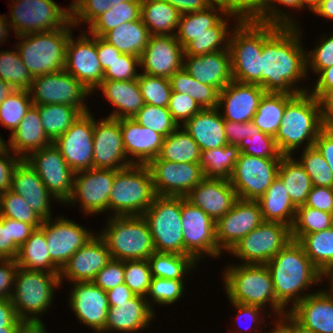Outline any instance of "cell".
Masks as SVG:
<instances>
[{
	"label": "cell",
	"mask_w": 333,
	"mask_h": 333,
	"mask_svg": "<svg viewBox=\"0 0 333 333\" xmlns=\"http://www.w3.org/2000/svg\"><path fill=\"white\" fill-rule=\"evenodd\" d=\"M180 16L181 13L165 1L141 0V19L151 35H175Z\"/></svg>",
	"instance_id": "cell-41"
},
{
	"label": "cell",
	"mask_w": 333,
	"mask_h": 333,
	"mask_svg": "<svg viewBox=\"0 0 333 333\" xmlns=\"http://www.w3.org/2000/svg\"><path fill=\"white\" fill-rule=\"evenodd\" d=\"M28 92L33 105L68 104L90 111L85 98L92 94L65 70L33 77Z\"/></svg>",
	"instance_id": "cell-13"
},
{
	"label": "cell",
	"mask_w": 333,
	"mask_h": 333,
	"mask_svg": "<svg viewBox=\"0 0 333 333\" xmlns=\"http://www.w3.org/2000/svg\"><path fill=\"white\" fill-rule=\"evenodd\" d=\"M10 190L19 194L43 220L53 217L51 201L57 200L25 159L14 169Z\"/></svg>",
	"instance_id": "cell-30"
},
{
	"label": "cell",
	"mask_w": 333,
	"mask_h": 333,
	"mask_svg": "<svg viewBox=\"0 0 333 333\" xmlns=\"http://www.w3.org/2000/svg\"><path fill=\"white\" fill-rule=\"evenodd\" d=\"M185 199L216 222L233 208L239 198L229 180L205 177Z\"/></svg>",
	"instance_id": "cell-29"
},
{
	"label": "cell",
	"mask_w": 333,
	"mask_h": 333,
	"mask_svg": "<svg viewBox=\"0 0 333 333\" xmlns=\"http://www.w3.org/2000/svg\"><path fill=\"white\" fill-rule=\"evenodd\" d=\"M4 225H9L10 240L18 247H20L35 230L31 224L6 217H4Z\"/></svg>",
	"instance_id": "cell-75"
},
{
	"label": "cell",
	"mask_w": 333,
	"mask_h": 333,
	"mask_svg": "<svg viewBox=\"0 0 333 333\" xmlns=\"http://www.w3.org/2000/svg\"><path fill=\"white\" fill-rule=\"evenodd\" d=\"M324 127L320 101L309 91L298 93L286 104L274 137L276 145L283 156H293L300 146L313 147Z\"/></svg>",
	"instance_id": "cell-3"
},
{
	"label": "cell",
	"mask_w": 333,
	"mask_h": 333,
	"mask_svg": "<svg viewBox=\"0 0 333 333\" xmlns=\"http://www.w3.org/2000/svg\"><path fill=\"white\" fill-rule=\"evenodd\" d=\"M38 111L44 133L52 143L83 114L68 104L38 105Z\"/></svg>",
	"instance_id": "cell-45"
},
{
	"label": "cell",
	"mask_w": 333,
	"mask_h": 333,
	"mask_svg": "<svg viewBox=\"0 0 333 333\" xmlns=\"http://www.w3.org/2000/svg\"><path fill=\"white\" fill-rule=\"evenodd\" d=\"M280 5L286 8L290 7L292 10H304L301 0H265L264 23L284 27H299L298 20H295L293 13H287L285 8L279 7Z\"/></svg>",
	"instance_id": "cell-60"
},
{
	"label": "cell",
	"mask_w": 333,
	"mask_h": 333,
	"mask_svg": "<svg viewBox=\"0 0 333 333\" xmlns=\"http://www.w3.org/2000/svg\"><path fill=\"white\" fill-rule=\"evenodd\" d=\"M175 7L181 14L202 11L210 5L209 0H162Z\"/></svg>",
	"instance_id": "cell-79"
},
{
	"label": "cell",
	"mask_w": 333,
	"mask_h": 333,
	"mask_svg": "<svg viewBox=\"0 0 333 333\" xmlns=\"http://www.w3.org/2000/svg\"><path fill=\"white\" fill-rule=\"evenodd\" d=\"M238 148L241 154L251 155L262 158H282L275 138L266 133L259 132L252 137L244 138Z\"/></svg>",
	"instance_id": "cell-61"
},
{
	"label": "cell",
	"mask_w": 333,
	"mask_h": 333,
	"mask_svg": "<svg viewBox=\"0 0 333 333\" xmlns=\"http://www.w3.org/2000/svg\"><path fill=\"white\" fill-rule=\"evenodd\" d=\"M169 80L173 92L190 95L202 109L218 108L219 91L213 86L200 83L183 68Z\"/></svg>",
	"instance_id": "cell-50"
},
{
	"label": "cell",
	"mask_w": 333,
	"mask_h": 333,
	"mask_svg": "<svg viewBox=\"0 0 333 333\" xmlns=\"http://www.w3.org/2000/svg\"><path fill=\"white\" fill-rule=\"evenodd\" d=\"M140 67V57L129 54H121L110 67L104 71V80L128 81L137 79Z\"/></svg>",
	"instance_id": "cell-64"
},
{
	"label": "cell",
	"mask_w": 333,
	"mask_h": 333,
	"mask_svg": "<svg viewBox=\"0 0 333 333\" xmlns=\"http://www.w3.org/2000/svg\"><path fill=\"white\" fill-rule=\"evenodd\" d=\"M262 48V22L234 21L228 46L233 80L261 86Z\"/></svg>",
	"instance_id": "cell-9"
},
{
	"label": "cell",
	"mask_w": 333,
	"mask_h": 333,
	"mask_svg": "<svg viewBox=\"0 0 333 333\" xmlns=\"http://www.w3.org/2000/svg\"><path fill=\"white\" fill-rule=\"evenodd\" d=\"M44 230L36 228L19 247L16 264L30 271L60 273V268L50 259Z\"/></svg>",
	"instance_id": "cell-38"
},
{
	"label": "cell",
	"mask_w": 333,
	"mask_h": 333,
	"mask_svg": "<svg viewBox=\"0 0 333 333\" xmlns=\"http://www.w3.org/2000/svg\"><path fill=\"white\" fill-rule=\"evenodd\" d=\"M263 221L257 201L238 199L233 208L215 222L219 250L228 253Z\"/></svg>",
	"instance_id": "cell-22"
},
{
	"label": "cell",
	"mask_w": 333,
	"mask_h": 333,
	"mask_svg": "<svg viewBox=\"0 0 333 333\" xmlns=\"http://www.w3.org/2000/svg\"><path fill=\"white\" fill-rule=\"evenodd\" d=\"M139 73L137 81L140 86L144 104L168 108L172 91L170 80L165 77Z\"/></svg>",
	"instance_id": "cell-58"
},
{
	"label": "cell",
	"mask_w": 333,
	"mask_h": 333,
	"mask_svg": "<svg viewBox=\"0 0 333 333\" xmlns=\"http://www.w3.org/2000/svg\"><path fill=\"white\" fill-rule=\"evenodd\" d=\"M141 19V0H126L97 17L88 27L87 33L102 37L105 33L122 23Z\"/></svg>",
	"instance_id": "cell-48"
},
{
	"label": "cell",
	"mask_w": 333,
	"mask_h": 333,
	"mask_svg": "<svg viewBox=\"0 0 333 333\" xmlns=\"http://www.w3.org/2000/svg\"><path fill=\"white\" fill-rule=\"evenodd\" d=\"M229 17L239 21L235 16L227 14L220 5L213 4L202 11L181 14L176 40L184 48L196 36L230 35L233 27H229Z\"/></svg>",
	"instance_id": "cell-27"
},
{
	"label": "cell",
	"mask_w": 333,
	"mask_h": 333,
	"mask_svg": "<svg viewBox=\"0 0 333 333\" xmlns=\"http://www.w3.org/2000/svg\"><path fill=\"white\" fill-rule=\"evenodd\" d=\"M116 172L113 169L91 168L74 173L72 192L65 204L75 206L80 203L81 212L85 216L101 212L107 214Z\"/></svg>",
	"instance_id": "cell-16"
},
{
	"label": "cell",
	"mask_w": 333,
	"mask_h": 333,
	"mask_svg": "<svg viewBox=\"0 0 333 333\" xmlns=\"http://www.w3.org/2000/svg\"><path fill=\"white\" fill-rule=\"evenodd\" d=\"M123 146L122 132L118 119L94 116L93 168L119 170L130 166Z\"/></svg>",
	"instance_id": "cell-23"
},
{
	"label": "cell",
	"mask_w": 333,
	"mask_h": 333,
	"mask_svg": "<svg viewBox=\"0 0 333 333\" xmlns=\"http://www.w3.org/2000/svg\"><path fill=\"white\" fill-rule=\"evenodd\" d=\"M124 261L111 259L96 275L92 281L105 292L124 283Z\"/></svg>",
	"instance_id": "cell-68"
},
{
	"label": "cell",
	"mask_w": 333,
	"mask_h": 333,
	"mask_svg": "<svg viewBox=\"0 0 333 333\" xmlns=\"http://www.w3.org/2000/svg\"><path fill=\"white\" fill-rule=\"evenodd\" d=\"M298 242L321 274L333 270V226L324 231L305 234Z\"/></svg>",
	"instance_id": "cell-49"
},
{
	"label": "cell",
	"mask_w": 333,
	"mask_h": 333,
	"mask_svg": "<svg viewBox=\"0 0 333 333\" xmlns=\"http://www.w3.org/2000/svg\"><path fill=\"white\" fill-rule=\"evenodd\" d=\"M9 149L4 155H0V192L11 188L12 175L15 167L22 160Z\"/></svg>",
	"instance_id": "cell-73"
},
{
	"label": "cell",
	"mask_w": 333,
	"mask_h": 333,
	"mask_svg": "<svg viewBox=\"0 0 333 333\" xmlns=\"http://www.w3.org/2000/svg\"><path fill=\"white\" fill-rule=\"evenodd\" d=\"M292 240L291 228L280 222L263 221L229 252L240 264H266Z\"/></svg>",
	"instance_id": "cell-12"
},
{
	"label": "cell",
	"mask_w": 333,
	"mask_h": 333,
	"mask_svg": "<svg viewBox=\"0 0 333 333\" xmlns=\"http://www.w3.org/2000/svg\"><path fill=\"white\" fill-rule=\"evenodd\" d=\"M257 202L264 221L280 222L292 227L297 208L293 205L283 182L278 177Z\"/></svg>",
	"instance_id": "cell-39"
},
{
	"label": "cell",
	"mask_w": 333,
	"mask_h": 333,
	"mask_svg": "<svg viewBox=\"0 0 333 333\" xmlns=\"http://www.w3.org/2000/svg\"><path fill=\"white\" fill-rule=\"evenodd\" d=\"M101 89V90H100ZM100 90L112 104L113 110L106 117L114 119L133 118L144 106L137 79L128 81L103 80L95 91Z\"/></svg>",
	"instance_id": "cell-36"
},
{
	"label": "cell",
	"mask_w": 333,
	"mask_h": 333,
	"mask_svg": "<svg viewBox=\"0 0 333 333\" xmlns=\"http://www.w3.org/2000/svg\"><path fill=\"white\" fill-rule=\"evenodd\" d=\"M302 150L297 160L309 175L312 185L333 187V173L324 157L314 146Z\"/></svg>",
	"instance_id": "cell-57"
},
{
	"label": "cell",
	"mask_w": 333,
	"mask_h": 333,
	"mask_svg": "<svg viewBox=\"0 0 333 333\" xmlns=\"http://www.w3.org/2000/svg\"><path fill=\"white\" fill-rule=\"evenodd\" d=\"M146 166L158 196L185 197L205 178L199 163H176L152 159Z\"/></svg>",
	"instance_id": "cell-18"
},
{
	"label": "cell",
	"mask_w": 333,
	"mask_h": 333,
	"mask_svg": "<svg viewBox=\"0 0 333 333\" xmlns=\"http://www.w3.org/2000/svg\"><path fill=\"white\" fill-rule=\"evenodd\" d=\"M132 119L164 137H167L179 127L168 108L150 104H144Z\"/></svg>",
	"instance_id": "cell-55"
},
{
	"label": "cell",
	"mask_w": 333,
	"mask_h": 333,
	"mask_svg": "<svg viewBox=\"0 0 333 333\" xmlns=\"http://www.w3.org/2000/svg\"><path fill=\"white\" fill-rule=\"evenodd\" d=\"M82 31L77 38L72 37L74 34L69 37L64 70L93 94L104 80V71L96 51V36Z\"/></svg>",
	"instance_id": "cell-19"
},
{
	"label": "cell",
	"mask_w": 333,
	"mask_h": 333,
	"mask_svg": "<svg viewBox=\"0 0 333 333\" xmlns=\"http://www.w3.org/2000/svg\"><path fill=\"white\" fill-rule=\"evenodd\" d=\"M294 96L286 93L265 92L260 99L257 111L251 122L261 132L275 137L281 124L286 104Z\"/></svg>",
	"instance_id": "cell-43"
},
{
	"label": "cell",
	"mask_w": 333,
	"mask_h": 333,
	"mask_svg": "<svg viewBox=\"0 0 333 333\" xmlns=\"http://www.w3.org/2000/svg\"><path fill=\"white\" fill-rule=\"evenodd\" d=\"M181 221L183 255H190L197 263L204 257H221L223 253L216 242L215 221L185 197H182Z\"/></svg>",
	"instance_id": "cell-14"
},
{
	"label": "cell",
	"mask_w": 333,
	"mask_h": 333,
	"mask_svg": "<svg viewBox=\"0 0 333 333\" xmlns=\"http://www.w3.org/2000/svg\"><path fill=\"white\" fill-rule=\"evenodd\" d=\"M223 270V289L229 302L257 305L265 309L270 307V314L267 315L277 314V318L288 313L276 300L272 276L266 264L233 263L226 265Z\"/></svg>",
	"instance_id": "cell-4"
},
{
	"label": "cell",
	"mask_w": 333,
	"mask_h": 333,
	"mask_svg": "<svg viewBox=\"0 0 333 333\" xmlns=\"http://www.w3.org/2000/svg\"><path fill=\"white\" fill-rule=\"evenodd\" d=\"M0 78L15 90H28L33 76L19 56L18 49L0 50Z\"/></svg>",
	"instance_id": "cell-52"
},
{
	"label": "cell",
	"mask_w": 333,
	"mask_h": 333,
	"mask_svg": "<svg viewBox=\"0 0 333 333\" xmlns=\"http://www.w3.org/2000/svg\"><path fill=\"white\" fill-rule=\"evenodd\" d=\"M73 27L70 21L64 28L16 37L20 41L15 47L33 77L64 70L67 44Z\"/></svg>",
	"instance_id": "cell-5"
},
{
	"label": "cell",
	"mask_w": 333,
	"mask_h": 333,
	"mask_svg": "<svg viewBox=\"0 0 333 333\" xmlns=\"http://www.w3.org/2000/svg\"><path fill=\"white\" fill-rule=\"evenodd\" d=\"M111 259L107 244L96 233L60 269V283L62 284L64 279L69 281L70 285L74 282H92Z\"/></svg>",
	"instance_id": "cell-26"
},
{
	"label": "cell",
	"mask_w": 333,
	"mask_h": 333,
	"mask_svg": "<svg viewBox=\"0 0 333 333\" xmlns=\"http://www.w3.org/2000/svg\"><path fill=\"white\" fill-rule=\"evenodd\" d=\"M265 0H228V14L239 21L264 23Z\"/></svg>",
	"instance_id": "cell-67"
},
{
	"label": "cell",
	"mask_w": 333,
	"mask_h": 333,
	"mask_svg": "<svg viewBox=\"0 0 333 333\" xmlns=\"http://www.w3.org/2000/svg\"><path fill=\"white\" fill-rule=\"evenodd\" d=\"M185 280H173L152 277L146 301L154 311V303L159 306H168L176 303L184 294ZM153 303V304H152Z\"/></svg>",
	"instance_id": "cell-56"
},
{
	"label": "cell",
	"mask_w": 333,
	"mask_h": 333,
	"mask_svg": "<svg viewBox=\"0 0 333 333\" xmlns=\"http://www.w3.org/2000/svg\"><path fill=\"white\" fill-rule=\"evenodd\" d=\"M96 51L103 71L109 68L110 64H112L122 54L113 45L107 43L101 37L97 36H96Z\"/></svg>",
	"instance_id": "cell-77"
},
{
	"label": "cell",
	"mask_w": 333,
	"mask_h": 333,
	"mask_svg": "<svg viewBox=\"0 0 333 333\" xmlns=\"http://www.w3.org/2000/svg\"><path fill=\"white\" fill-rule=\"evenodd\" d=\"M69 304L80 324L101 333L109 310L107 294L93 282H74L69 290Z\"/></svg>",
	"instance_id": "cell-24"
},
{
	"label": "cell",
	"mask_w": 333,
	"mask_h": 333,
	"mask_svg": "<svg viewBox=\"0 0 333 333\" xmlns=\"http://www.w3.org/2000/svg\"><path fill=\"white\" fill-rule=\"evenodd\" d=\"M230 35L196 36L183 49L184 55H204L207 53L227 50Z\"/></svg>",
	"instance_id": "cell-65"
},
{
	"label": "cell",
	"mask_w": 333,
	"mask_h": 333,
	"mask_svg": "<svg viewBox=\"0 0 333 333\" xmlns=\"http://www.w3.org/2000/svg\"><path fill=\"white\" fill-rule=\"evenodd\" d=\"M288 313L314 333H333V298L324 288L306 296Z\"/></svg>",
	"instance_id": "cell-34"
},
{
	"label": "cell",
	"mask_w": 333,
	"mask_h": 333,
	"mask_svg": "<svg viewBox=\"0 0 333 333\" xmlns=\"http://www.w3.org/2000/svg\"><path fill=\"white\" fill-rule=\"evenodd\" d=\"M9 5L8 22L15 37L64 28L71 21V7L54 0H11Z\"/></svg>",
	"instance_id": "cell-11"
},
{
	"label": "cell",
	"mask_w": 333,
	"mask_h": 333,
	"mask_svg": "<svg viewBox=\"0 0 333 333\" xmlns=\"http://www.w3.org/2000/svg\"><path fill=\"white\" fill-rule=\"evenodd\" d=\"M40 227L45 232L50 259L60 269L80 247L96 234L90 229L87 230L86 226L83 227L64 216L43 220Z\"/></svg>",
	"instance_id": "cell-20"
},
{
	"label": "cell",
	"mask_w": 333,
	"mask_h": 333,
	"mask_svg": "<svg viewBox=\"0 0 333 333\" xmlns=\"http://www.w3.org/2000/svg\"><path fill=\"white\" fill-rule=\"evenodd\" d=\"M316 78L309 92L319 100L326 92L333 91V65L321 70Z\"/></svg>",
	"instance_id": "cell-78"
},
{
	"label": "cell",
	"mask_w": 333,
	"mask_h": 333,
	"mask_svg": "<svg viewBox=\"0 0 333 333\" xmlns=\"http://www.w3.org/2000/svg\"><path fill=\"white\" fill-rule=\"evenodd\" d=\"M109 0H75L71 7V22L75 27L86 24L89 26L97 17L111 8Z\"/></svg>",
	"instance_id": "cell-62"
},
{
	"label": "cell",
	"mask_w": 333,
	"mask_h": 333,
	"mask_svg": "<svg viewBox=\"0 0 333 333\" xmlns=\"http://www.w3.org/2000/svg\"><path fill=\"white\" fill-rule=\"evenodd\" d=\"M61 287L59 273L30 271L18 267L11 302L24 323H42L44 313L53 304L55 291Z\"/></svg>",
	"instance_id": "cell-6"
},
{
	"label": "cell",
	"mask_w": 333,
	"mask_h": 333,
	"mask_svg": "<svg viewBox=\"0 0 333 333\" xmlns=\"http://www.w3.org/2000/svg\"><path fill=\"white\" fill-rule=\"evenodd\" d=\"M151 34L142 19L122 23L101 38L123 54L140 57L148 44Z\"/></svg>",
	"instance_id": "cell-40"
},
{
	"label": "cell",
	"mask_w": 333,
	"mask_h": 333,
	"mask_svg": "<svg viewBox=\"0 0 333 333\" xmlns=\"http://www.w3.org/2000/svg\"><path fill=\"white\" fill-rule=\"evenodd\" d=\"M156 196L148 167L131 164L115 173L108 214L111 217L142 216Z\"/></svg>",
	"instance_id": "cell-7"
},
{
	"label": "cell",
	"mask_w": 333,
	"mask_h": 333,
	"mask_svg": "<svg viewBox=\"0 0 333 333\" xmlns=\"http://www.w3.org/2000/svg\"><path fill=\"white\" fill-rule=\"evenodd\" d=\"M182 197L156 196L142 214L151 232L155 252L183 255Z\"/></svg>",
	"instance_id": "cell-10"
},
{
	"label": "cell",
	"mask_w": 333,
	"mask_h": 333,
	"mask_svg": "<svg viewBox=\"0 0 333 333\" xmlns=\"http://www.w3.org/2000/svg\"><path fill=\"white\" fill-rule=\"evenodd\" d=\"M127 159L132 164L146 165L159 155L164 136L138 124L132 118L118 119Z\"/></svg>",
	"instance_id": "cell-33"
},
{
	"label": "cell",
	"mask_w": 333,
	"mask_h": 333,
	"mask_svg": "<svg viewBox=\"0 0 333 333\" xmlns=\"http://www.w3.org/2000/svg\"><path fill=\"white\" fill-rule=\"evenodd\" d=\"M314 147L324 157L333 173V131L328 126L319 132Z\"/></svg>",
	"instance_id": "cell-74"
},
{
	"label": "cell",
	"mask_w": 333,
	"mask_h": 333,
	"mask_svg": "<svg viewBox=\"0 0 333 333\" xmlns=\"http://www.w3.org/2000/svg\"><path fill=\"white\" fill-rule=\"evenodd\" d=\"M266 266L272 276L276 300L287 312L312 293H308L309 288L323 282L321 272L307 257L302 245L293 239Z\"/></svg>",
	"instance_id": "cell-2"
},
{
	"label": "cell",
	"mask_w": 333,
	"mask_h": 333,
	"mask_svg": "<svg viewBox=\"0 0 333 333\" xmlns=\"http://www.w3.org/2000/svg\"><path fill=\"white\" fill-rule=\"evenodd\" d=\"M200 155L199 145L179 126L167 137H164L159 155L154 159L176 163H199Z\"/></svg>",
	"instance_id": "cell-44"
},
{
	"label": "cell",
	"mask_w": 333,
	"mask_h": 333,
	"mask_svg": "<svg viewBox=\"0 0 333 333\" xmlns=\"http://www.w3.org/2000/svg\"><path fill=\"white\" fill-rule=\"evenodd\" d=\"M0 216L31 224L35 229L43 222L28 203L10 189L0 192Z\"/></svg>",
	"instance_id": "cell-54"
},
{
	"label": "cell",
	"mask_w": 333,
	"mask_h": 333,
	"mask_svg": "<svg viewBox=\"0 0 333 333\" xmlns=\"http://www.w3.org/2000/svg\"><path fill=\"white\" fill-rule=\"evenodd\" d=\"M19 247L10 240L9 225L0 216V259H16Z\"/></svg>",
	"instance_id": "cell-76"
},
{
	"label": "cell",
	"mask_w": 333,
	"mask_h": 333,
	"mask_svg": "<svg viewBox=\"0 0 333 333\" xmlns=\"http://www.w3.org/2000/svg\"><path fill=\"white\" fill-rule=\"evenodd\" d=\"M238 145L228 144L201 151L199 165L206 178L229 180L240 155Z\"/></svg>",
	"instance_id": "cell-46"
},
{
	"label": "cell",
	"mask_w": 333,
	"mask_h": 333,
	"mask_svg": "<svg viewBox=\"0 0 333 333\" xmlns=\"http://www.w3.org/2000/svg\"><path fill=\"white\" fill-rule=\"evenodd\" d=\"M8 142L9 149L21 159L52 143L44 133L38 105L30 107Z\"/></svg>",
	"instance_id": "cell-37"
},
{
	"label": "cell",
	"mask_w": 333,
	"mask_h": 333,
	"mask_svg": "<svg viewBox=\"0 0 333 333\" xmlns=\"http://www.w3.org/2000/svg\"><path fill=\"white\" fill-rule=\"evenodd\" d=\"M281 158L241 154L229 179L239 199L257 201L277 178Z\"/></svg>",
	"instance_id": "cell-15"
},
{
	"label": "cell",
	"mask_w": 333,
	"mask_h": 333,
	"mask_svg": "<svg viewBox=\"0 0 333 333\" xmlns=\"http://www.w3.org/2000/svg\"><path fill=\"white\" fill-rule=\"evenodd\" d=\"M124 283L135 295L146 297L152 273L147 259L124 261Z\"/></svg>",
	"instance_id": "cell-59"
},
{
	"label": "cell",
	"mask_w": 333,
	"mask_h": 333,
	"mask_svg": "<svg viewBox=\"0 0 333 333\" xmlns=\"http://www.w3.org/2000/svg\"><path fill=\"white\" fill-rule=\"evenodd\" d=\"M27 163L36 171L58 203L65 205L72 192L74 172L54 143L32 152Z\"/></svg>",
	"instance_id": "cell-17"
},
{
	"label": "cell",
	"mask_w": 333,
	"mask_h": 333,
	"mask_svg": "<svg viewBox=\"0 0 333 333\" xmlns=\"http://www.w3.org/2000/svg\"><path fill=\"white\" fill-rule=\"evenodd\" d=\"M304 205L333 214V187L312 186Z\"/></svg>",
	"instance_id": "cell-71"
},
{
	"label": "cell",
	"mask_w": 333,
	"mask_h": 333,
	"mask_svg": "<svg viewBox=\"0 0 333 333\" xmlns=\"http://www.w3.org/2000/svg\"><path fill=\"white\" fill-rule=\"evenodd\" d=\"M147 260L152 277L165 279L185 280L198 267L190 255L154 252Z\"/></svg>",
	"instance_id": "cell-47"
},
{
	"label": "cell",
	"mask_w": 333,
	"mask_h": 333,
	"mask_svg": "<svg viewBox=\"0 0 333 333\" xmlns=\"http://www.w3.org/2000/svg\"><path fill=\"white\" fill-rule=\"evenodd\" d=\"M32 105L28 90H14L0 104V125L9 129L12 134Z\"/></svg>",
	"instance_id": "cell-53"
},
{
	"label": "cell",
	"mask_w": 333,
	"mask_h": 333,
	"mask_svg": "<svg viewBox=\"0 0 333 333\" xmlns=\"http://www.w3.org/2000/svg\"><path fill=\"white\" fill-rule=\"evenodd\" d=\"M325 35V37H323ZM322 34L310 52L306 51V71L312 70L317 75L321 70L333 65V33L331 35Z\"/></svg>",
	"instance_id": "cell-63"
},
{
	"label": "cell",
	"mask_w": 333,
	"mask_h": 333,
	"mask_svg": "<svg viewBox=\"0 0 333 333\" xmlns=\"http://www.w3.org/2000/svg\"><path fill=\"white\" fill-rule=\"evenodd\" d=\"M232 304V306H234L233 308H235V310L237 311V318L235 317V322L233 323H237V326H242L243 320H247L249 321L248 323H243V324H247L246 327H238L241 330H235V332L233 333H260L261 331V327L258 329V325L261 321H263L264 319L262 318L261 320V316L260 315H264L266 312L263 313L264 308L257 306V305H245V304H241V303H237V302H230ZM262 308V309H261ZM262 312V313H261ZM243 318V319H242ZM242 320V322H241ZM246 321V322H247ZM239 324V325H238ZM254 324H256L254 326ZM244 325V326H245ZM248 326V327H247ZM255 327V332H252L251 330ZM244 328V329H243ZM251 328V329H250ZM245 330V331H244Z\"/></svg>",
	"instance_id": "cell-69"
},
{
	"label": "cell",
	"mask_w": 333,
	"mask_h": 333,
	"mask_svg": "<svg viewBox=\"0 0 333 333\" xmlns=\"http://www.w3.org/2000/svg\"><path fill=\"white\" fill-rule=\"evenodd\" d=\"M93 134L94 115L88 111L53 142L74 173L93 168Z\"/></svg>",
	"instance_id": "cell-21"
},
{
	"label": "cell",
	"mask_w": 333,
	"mask_h": 333,
	"mask_svg": "<svg viewBox=\"0 0 333 333\" xmlns=\"http://www.w3.org/2000/svg\"><path fill=\"white\" fill-rule=\"evenodd\" d=\"M183 69L202 84L215 87L219 92L232 80L229 49L204 55H184Z\"/></svg>",
	"instance_id": "cell-31"
},
{
	"label": "cell",
	"mask_w": 333,
	"mask_h": 333,
	"mask_svg": "<svg viewBox=\"0 0 333 333\" xmlns=\"http://www.w3.org/2000/svg\"><path fill=\"white\" fill-rule=\"evenodd\" d=\"M225 120L218 108L202 109L181 127L199 145L201 151L228 145L225 130Z\"/></svg>",
	"instance_id": "cell-35"
},
{
	"label": "cell",
	"mask_w": 333,
	"mask_h": 333,
	"mask_svg": "<svg viewBox=\"0 0 333 333\" xmlns=\"http://www.w3.org/2000/svg\"><path fill=\"white\" fill-rule=\"evenodd\" d=\"M107 220L105 228L98 234L107 244L112 259H148L155 252L151 232L143 216H107Z\"/></svg>",
	"instance_id": "cell-8"
},
{
	"label": "cell",
	"mask_w": 333,
	"mask_h": 333,
	"mask_svg": "<svg viewBox=\"0 0 333 333\" xmlns=\"http://www.w3.org/2000/svg\"><path fill=\"white\" fill-rule=\"evenodd\" d=\"M277 177L283 182L293 205L296 208L303 206L313 185L297 158L282 156Z\"/></svg>",
	"instance_id": "cell-42"
},
{
	"label": "cell",
	"mask_w": 333,
	"mask_h": 333,
	"mask_svg": "<svg viewBox=\"0 0 333 333\" xmlns=\"http://www.w3.org/2000/svg\"><path fill=\"white\" fill-rule=\"evenodd\" d=\"M155 313L145 297L135 295L126 302L109 306L105 328L101 333H137L147 327L149 329Z\"/></svg>",
	"instance_id": "cell-32"
},
{
	"label": "cell",
	"mask_w": 333,
	"mask_h": 333,
	"mask_svg": "<svg viewBox=\"0 0 333 333\" xmlns=\"http://www.w3.org/2000/svg\"><path fill=\"white\" fill-rule=\"evenodd\" d=\"M17 269L15 259H0V299L11 298Z\"/></svg>",
	"instance_id": "cell-72"
},
{
	"label": "cell",
	"mask_w": 333,
	"mask_h": 333,
	"mask_svg": "<svg viewBox=\"0 0 333 333\" xmlns=\"http://www.w3.org/2000/svg\"><path fill=\"white\" fill-rule=\"evenodd\" d=\"M301 32V27L263 23L261 87L265 92L296 95L309 91L308 86L298 84L309 78Z\"/></svg>",
	"instance_id": "cell-1"
},
{
	"label": "cell",
	"mask_w": 333,
	"mask_h": 333,
	"mask_svg": "<svg viewBox=\"0 0 333 333\" xmlns=\"http://www.w3.org/2000/svg\"><path fill=\"white\" fill-rule=\"evenodd\" d=\"M106 294L109 306H116L117 303L126 302L135 296L125 283L119 284L115 288L107 291Z\"/></svg>",
	"instance_id": "cell-80"
},
{
	"label": "cell",
	"mask_w": 333,
	"mask_h": 333,
	"mask_svg": "<svg viewBox=\"0 0 333 333\" xmlns=\"http://www.w3.org/2000/svg\"><path fill=\"white\" fill-rule=\"evenodd\" d=\"M184 49L175 35H151L140 56L141 73L170 78L183 68Z\"/></svg>",
	"instance_id": "cell-25"
},
{
	"label": "cell",
	"mask_w": 333,
	"mask_h": 333,
	"mask_svg": "<svg viewBox=\"0 0 333 333\" xmlns=\"http://www.w3.org/2000/svg\"><path fill=\"white\" fill-rule=\"evenodd\" d=\"M168 110L177 124L181 126V123L183 125L202 108L190 95L171 91Z\"/></svg>",
	"instance_id": "cell-66"
},
{
	"label": "cell",
	"mask_w": 333,
	"mask_h": 333,
	"mask_svg": "<svg viewBox=\"0 0 333 333\" xmlns=\"http://www.w3.org/2000/svg\"><path fill=\"white\" fill-rule=\"evenodd\" d=\"M225 136L228 144L239 145L246 137H252L260 132V129L252 122L226 121L224 123Z\"/></svg>",
	"instance_id": "cell-70"
},
{
	"label": "cell",
	"mask_w": 333,
	"mask_h": 333,
	"mask_svg": "<svg viewBox=\"0 0 333 333\" xmlns=\"http://www.w3.org/2000/svg\"><path fill=\"white\" fill-rule=\"evenodd\" d=\"M264 93L257 84L232 80L219 92L218 109L226 121L251 122Z\"/></svg>",
	"instance_id": "cell-28"
},
{
	"label": "cell",
	"mask_w": 333,
	"mask_h": 333,
	"mask_svg": "<svg viewBox=\"0 0 333 333\" xmlns=\"http://www.w3.org/2000/svg\"><path fill=\"white\" fill-rule=\"evenodd\" d=\"M332 226L333 214L303 205L296 210L291 238L299 241L305 234L324 231Z\"/></svg>",
	"instance_id": "cell-51"
}]
</instances>
